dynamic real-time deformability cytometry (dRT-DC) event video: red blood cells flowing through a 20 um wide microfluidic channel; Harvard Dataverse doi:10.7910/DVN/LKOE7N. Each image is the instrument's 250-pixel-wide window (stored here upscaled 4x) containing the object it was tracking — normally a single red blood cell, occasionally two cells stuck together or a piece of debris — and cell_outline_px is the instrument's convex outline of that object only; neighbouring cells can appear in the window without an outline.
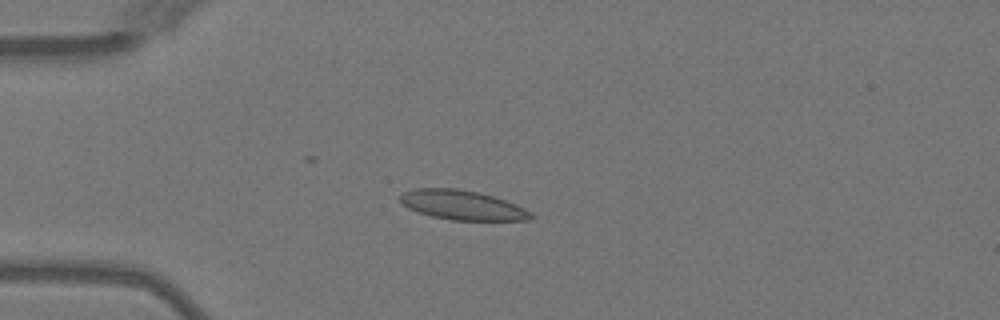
{"species": "Egyptian fruit bat (a non-hibernating species)", "species_latin": "Rousettus aegyptiacus", "temperature_condition": "warm", "stored_images_in_passage": 4, "camera_frame_rate_fps": 3000, "um_per_image_px": 0.085, "animal": {"sex": "female"}, "frame": {"image": 1, "passage_image": 3, "time_ms": 2.333, "image_size_px": [1000, 320], "cell_outline_px": [[536, 216], [532, 220], [452, 220], [432, 216], [408, 208], [400, 200], [400, 196], [404, 192], [416, 188], [456, 188], [480, 192], [516, 204], [532, 212]], "centroid_in_image_um": [39.35, 17.43], "position_along_channel_um": 45.7, "area_um2": 22.43}}
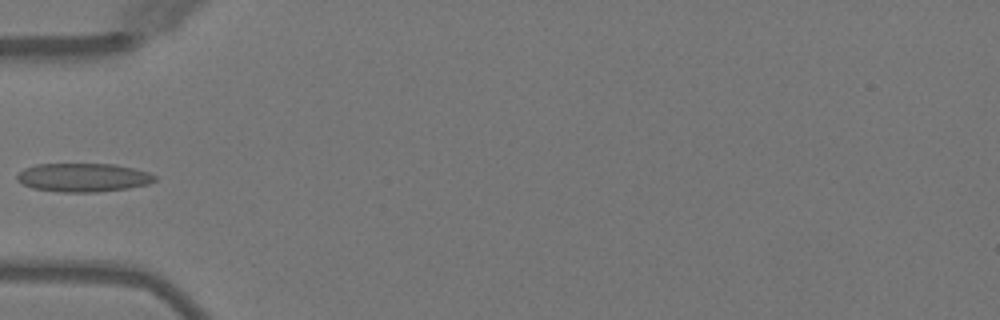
{"frame": {"image": 2, "passage_image": 4, "time_ms": 3.667, "image_size_px": [1000, 320], "cell_outline_px": [[156, 180], [148, 184], [128, 188], [96, 192], [64, 192], [32, 188], [16, 180], [16, 176], [24, 168], [36, 164], [116, 164], [148, 172], [156, 176]], "centroid_in_image_um": [7.07, 15.08], "position_along_channel_um": 77.9, "area_um2": 22.89}}